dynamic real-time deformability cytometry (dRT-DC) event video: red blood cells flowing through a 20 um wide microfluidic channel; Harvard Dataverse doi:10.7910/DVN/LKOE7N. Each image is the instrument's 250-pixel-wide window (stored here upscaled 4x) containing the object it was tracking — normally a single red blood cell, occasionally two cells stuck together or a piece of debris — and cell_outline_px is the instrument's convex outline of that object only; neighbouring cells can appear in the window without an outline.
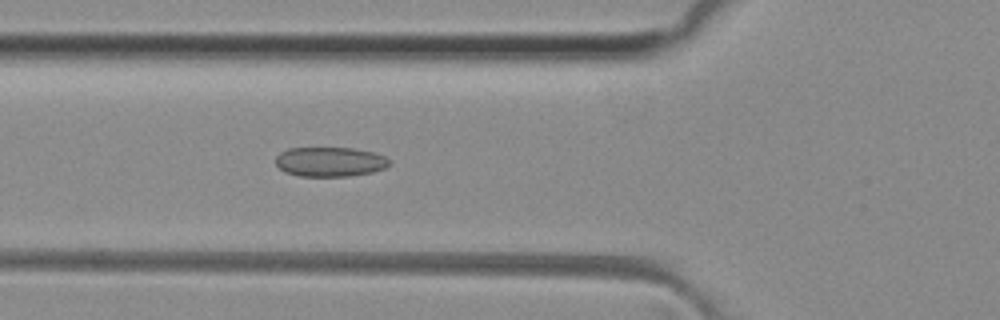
{"species": "common noctule bat (a hibernating species)", "species_latin": "Nyctalus noctula", "temperature_condition": "room temperature", "stored_images_in_passage": 41, "camera_frame_rate_fps": 3000, "um_per_image_px": 0.085, "animal": {"sex": "female", "body_mass_g": 29.2, "forearm_length_mm": 56.3}, "frame": {"image": 1, "passage_image": 9, "time_ms": 2.667, "image_size_px": [1000, 320], "cell_outline_px": [[388, 164], [384, 168], [372, 172], [348, 176], [300, 176], [284, 172], [276, 164], [276, 156], [280, 152], [288, 148], [352, 148], [372, 152], [384, 156], [388, 160]], "centroid_in_image_um": [28.0, 13.75], "position_along_channel_um": 97.8, "area_um2": 19.42}}
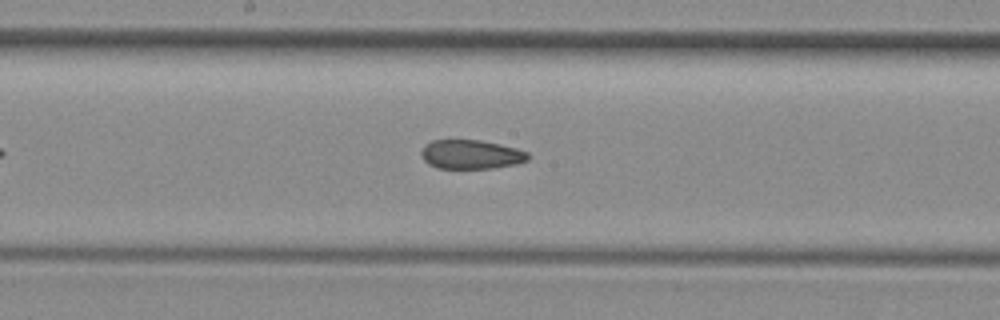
{"frame": {"image": 2, "passage_image": 17, "time_ms": 5.333, "image_size_px": [1000, 320], "cell_outline_px": [[528, 160], [516, 164], [492, 168], [436, 168], [428, 164], [424, 160], [420, 152], [424, 144], [432, 140], [480, 140], [516, 148], [528, 152]], "centroid_in_image_um": [40.0, 13.12], "position_along_channel_um": 208.2, "area_um2": 18.09}}
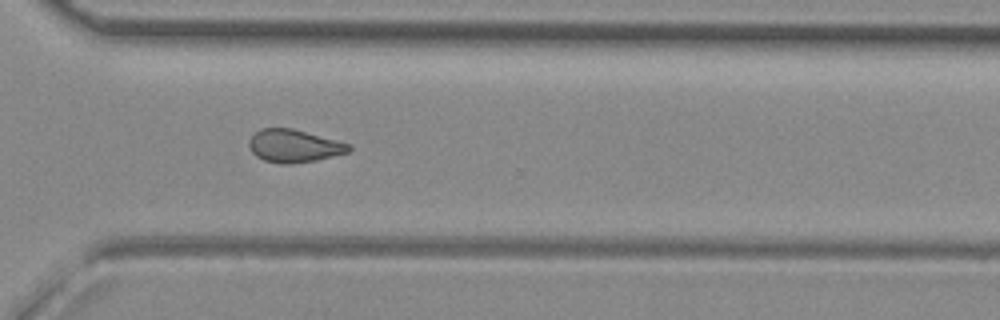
{"frame": {"image": 3, "passage_image": 27, "time_ms": 8.667, "image_size_px": [1000, 320], "cell_outline_px": [[352, 148], [348, 152], [316, 160], [292, 164], [280, 164], [264, 160], [256, 156], [252, 152], [248, 144], [248, 140], [260, 128], [292, 128], [352, 144]], "centroid_in_image_um": [24.99, 12.4], "position_along_channel_um": 345.6, "area_um2": 19.13}, "authors_computed_cell_mechanics": {"area_um2": 19.2474, "velocity_mm_per_s": 4.1305, "shape_relaxation_time_tau1_ms": null, "shape_relaxation_time_tau2_ms": 3.0738, "deformation_change_tau1": null, "deformation_change_tau2": 0.0856}}